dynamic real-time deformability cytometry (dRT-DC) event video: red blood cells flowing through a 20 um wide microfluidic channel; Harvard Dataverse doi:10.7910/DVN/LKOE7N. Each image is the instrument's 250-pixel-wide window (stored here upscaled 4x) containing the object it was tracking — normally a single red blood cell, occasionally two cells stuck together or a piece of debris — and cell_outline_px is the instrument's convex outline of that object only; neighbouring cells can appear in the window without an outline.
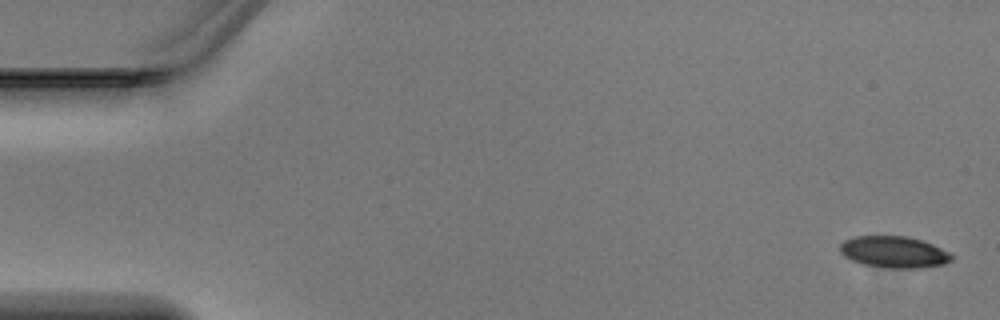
{"species": "Egyptian fruit bat (a non-hibernating species)", "species_latin": "Rousettus aegyptiacus", "temperature_condition": "warm", "stored_images_in_passage": 4, "camera_frame_rate_fps": 3000, "um_per_image_px": 0.085, "animal": {"sex": "male"}, "frame": {"image": 1, "passage_image": 1, "time_ms": 0.0, "image_size_px": [1000, 320], "cell_outline_px": [[956, 256], [952, 260], [944, 264], [920, 268], [888, 268], [864, 264], [852, 260], [844, 256], [840, 252], [840, 244], [844, 240], [856, 236], [908, 236], [932, 244]], "centroid_in_image_um": [76.0, 21.42], "position_along_channel_um": 9.0, "area_um2": 20.52}}
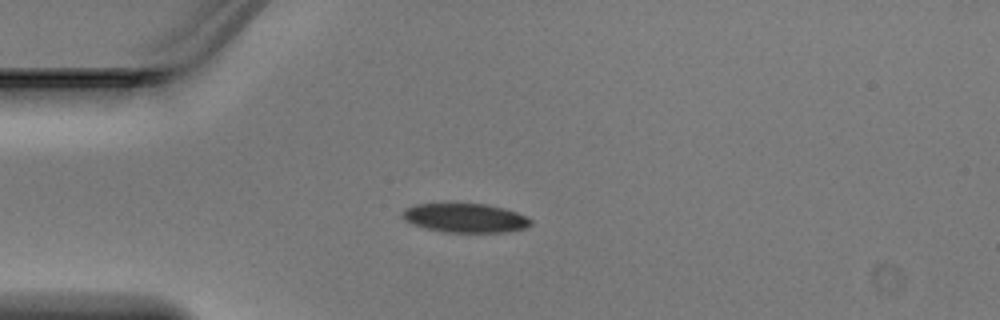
{"frame": {"image": 2, "passage_image": 4, "time_ms": 1.0, "image_size_px": [1000, 320], "cell_outline_px": [[532, 224], [524, 228], [508, 232], [444, 232], [424, 228], [412, 224], [404, 220], [400, 216], [400, 212], [404, 208], [416, 204], [488, 204], [504, 208], [516, 212], [532, 220]], "centroid_in_image_um": [39.49, 18.53], "position_along_channel_um": 45.5, "area_um2": 21.85}}